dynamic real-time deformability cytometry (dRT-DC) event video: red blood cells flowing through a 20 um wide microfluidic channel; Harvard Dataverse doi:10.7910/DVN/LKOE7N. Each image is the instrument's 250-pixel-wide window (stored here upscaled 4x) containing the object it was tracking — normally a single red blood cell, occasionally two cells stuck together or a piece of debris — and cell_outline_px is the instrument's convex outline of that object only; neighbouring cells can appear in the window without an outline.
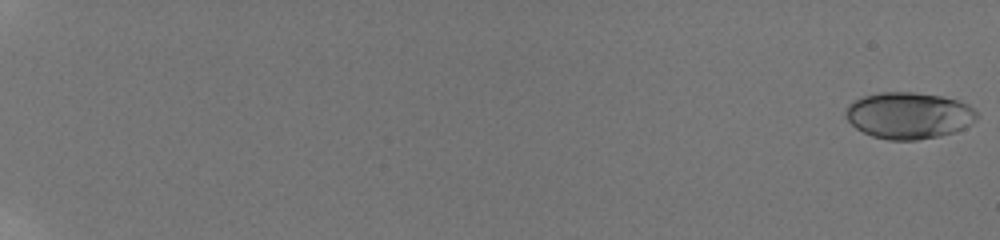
{"species": "human", "species_latin": "Homo sapiens", "temperature_condition": "room temperature", "stored_images_in_passage": 21, "camera_frame_rate_fps": 3000, "um_per_image_px": 0.085, "donor": {"sex": "male"}, "frame": {"image": 1, "passage_image": 1, "time_ms": 0.0, "image_size_px": [1000, 240], "cell_outline_px": [[980, 116], [972, 124], [956, 132], [940, 136], [916, 140], [888, 140], [872, 136], [856, 128], [844, 116], [844, 112], [848, 104], [852, 100], [864, 96], [880, 92], [912, 92], [940, 96], [956, 100], [968, 104]], "centroid_in_image_um": [77.24, 9.82], "position_along_channel_um": 7.8, "area_um2": 35.84}}